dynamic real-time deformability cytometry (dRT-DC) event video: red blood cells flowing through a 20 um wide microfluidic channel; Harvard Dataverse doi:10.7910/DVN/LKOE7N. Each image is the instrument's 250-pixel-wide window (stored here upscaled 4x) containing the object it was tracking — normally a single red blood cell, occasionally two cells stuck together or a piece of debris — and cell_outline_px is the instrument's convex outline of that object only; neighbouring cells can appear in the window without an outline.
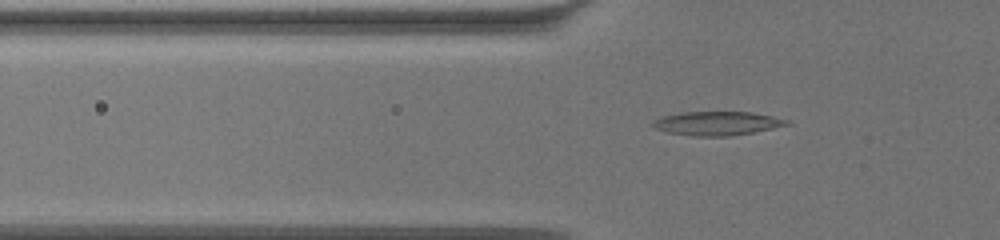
{"species": "common noctule bat (a hibernating species)", "species_latin": "Nyctalus noctula", "temperature_condition": "warm", "stored_images_in_passage": 50, "camera_frame_rate_fps": 3000, "um_per_image_px": 0.085, "animal": {"sex": "female", "body_mass_g": 19.5, "forearm_length_mm": 54.1}, "frame": {"image": 1, "passage_image": 17, "time_ms": 5.333, "image_size_px": [1000, 240], "cell_outline_px": [[792, 124], [732, 136], [692, 136], [668, 132], [656, 128], [652, 124], [652, 120], [664, 116], [680, 112], [752, 112], [772, 116], [788, 120]], "centroid_in_image_um": [60.96, 10.48], "position_along_channel_um": 64.8, "area_um2": 18.5}}
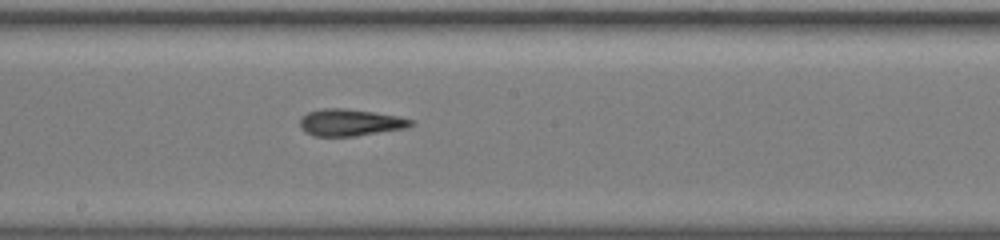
{"frame": {"image": 2, "passage_image": 31, "time_ms": 10.0, "image_size_px": [1000, 240], "cell_outline_px": [[416, 120], [412, 124], [404, 128], [356, 136], [312, 136], [304, 132], [300, 128], [300, 116], [308, 112], [324, 108], [344, 108], [372, 112], [396, 116]], "centroid_in_image_um": [29.7, 10.41], "position_along_channel_um": 218.5, "area_um2": 17.34}}
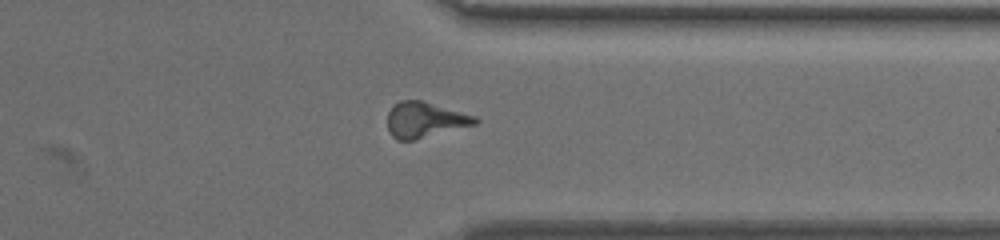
{"frame": {"image": 3, "passage_image": 45, "time_ms": 14.667, "image_size_px": [1000, 240], "cell_outline_px": [[480, 120], [476, 124], [416, 140], [396, 140], [392, 136], [388, 128], [388, 112], [400, 100], [420, 100], [476, 116]], "centroid_in_image_um": [36.12, 10.2], "position_along_channel_um": 375.3, "area_um2": 18.03}, "authors_computed_cell_mechanics": {"area_um2": 17.629, "velocity_mm_per_s": 3.3857, "shape_relaxation_time_tau1_ms": null, "shape_relaxation_time_tau2_ms": 3.2122, "deformation_change_tau1": null, "deformation_change_tau2": 0.1382}}